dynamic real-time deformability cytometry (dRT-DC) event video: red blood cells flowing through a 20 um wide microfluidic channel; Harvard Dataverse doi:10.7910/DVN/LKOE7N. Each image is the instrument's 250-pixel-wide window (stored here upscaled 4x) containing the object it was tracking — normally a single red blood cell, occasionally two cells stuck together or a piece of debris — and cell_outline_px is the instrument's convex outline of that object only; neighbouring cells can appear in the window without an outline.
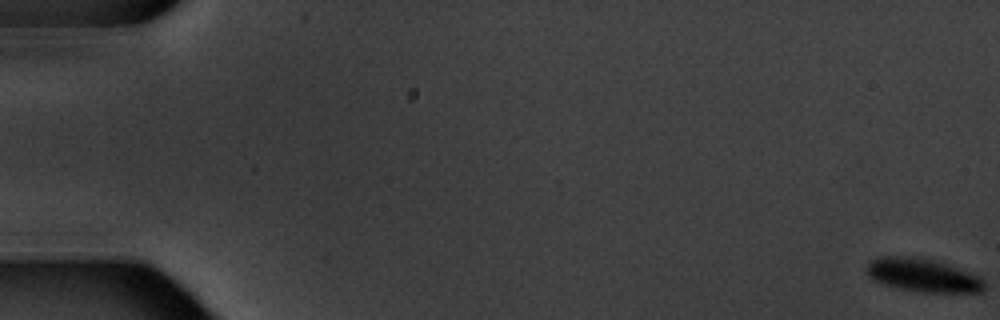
{"species": "common noctule bat (a hibernating species)", "species_latin": "Nyctalus noctula", "temperature_condition": "warm", "stored_images_in_passage": 6, "camera_frame_rate_fps": 3000, "um_per_image_px": 0.085, "animal": {"sex": "male", "body_mass_g": 20.1, "forearm_length_mm": 53.5}, "frame": {"image": 1, "passage_image": 1, "time_ms": 0.0, "image_size_px": [1000, 320], "cell_outline_px": [[984, 292], [920, 292], [900, 288], [884, 284], [872, 280], [868, 276], [868, 264], [872, 260], [880, 256], [900, 256], [928, 260], [960, 268], [980, 276], [984, 280]], "centroid_in_image_um": [78.47, 23.41], "position_along_channel_um": 6.5, "area_um2": 22.43}}
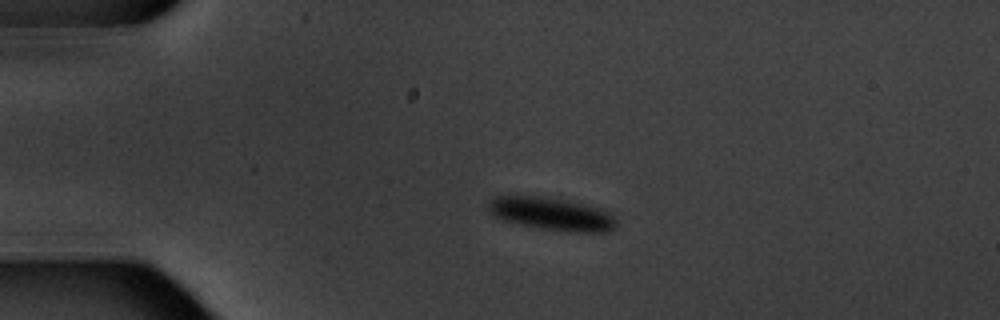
{"frame": {"image": 2, "passage_image": 5, "time_ms": 4.667, "image_size_px": [1000, 320], "cell_outline_px": [[616, 228], [608, 232], [568, 232], [540, 228], [500, 220], [492, 216], [488, 212], [488, 204], [496, 196], [544, 196], [568, 200], [600, 208], [608, 212], [616, 220]], "centroid_in_image_um": [46.88, 18.19], "position_along_channel_um": 38.1, "area_um2": 24.74}}